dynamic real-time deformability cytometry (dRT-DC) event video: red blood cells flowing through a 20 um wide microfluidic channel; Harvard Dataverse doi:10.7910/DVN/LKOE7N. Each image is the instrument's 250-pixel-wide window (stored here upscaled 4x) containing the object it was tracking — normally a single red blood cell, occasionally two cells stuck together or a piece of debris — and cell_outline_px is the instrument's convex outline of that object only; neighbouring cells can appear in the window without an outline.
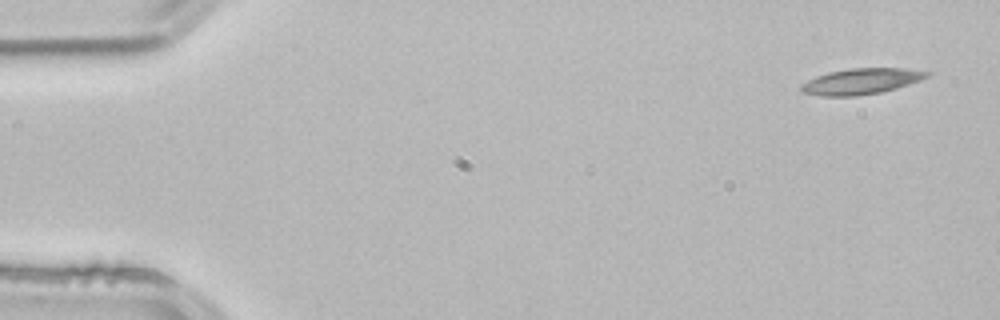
{"species": "common noctule bat (a hibernating species)", "species_latin": "Nyctalus noctula", "temperature_condition": "room temperature", "stored_images_in_passage": 3, "camera_frame_rate_fps": 3000, "um_per_image_px": 0.085, "animal": {"sex": "male", "body_mass_g": 21.5, "forearm_length_mm": 52.0}, "frame": {"image": 1, "passage_image": 1, "time_ms": 0.0, "image_size_px": [1000, 320], "cell_outline_px": [[932, 72], [928, 76], [920, 80], [896, 88], [880, 92], [856, 96], [820, 96], [804, 92], [800, 88], [800, 84], [816, 76], [828, 72], [848, 68], [904, 68]], "centroid_in_image_um": [73.19, 6.9], "position_along_channel_um": 11.8, "area_um2": 18.9}}